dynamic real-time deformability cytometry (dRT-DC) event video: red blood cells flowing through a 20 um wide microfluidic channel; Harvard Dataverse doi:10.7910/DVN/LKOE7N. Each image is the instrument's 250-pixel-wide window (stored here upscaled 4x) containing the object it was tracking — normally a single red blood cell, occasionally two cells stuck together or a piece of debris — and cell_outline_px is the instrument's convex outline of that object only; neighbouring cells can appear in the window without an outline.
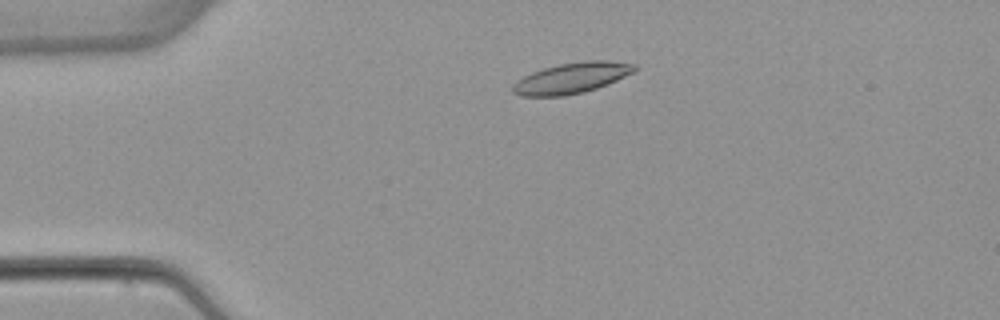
{"species": "common noctule bat (a hibernating species)", "species_latin": "Nyctalus noctula", "temperature_condition": "warm", "stored_images_in_passage": 50, "camera_frame_rate_fps": 3000, "um_per_image_px": 0.085, "animal": {"sex": "female", "body_mass_g": 22.7, "forearm_length_mm": 54.2}, "frame": {"image": 1, "passage_image": 9, "time_ms": 2.667, "image_size_px": [1000, 320], "cell_outline_px": [[636, 72], [608, 84], [584, 92], [564, 96], [520, 96], [512, 92], [512, 84], [516, 80], [532, 72], [544, 68], [560, 64], [584, 60], [608, 60], [636, 64]], "centroid_in_image_um": [48.61, 6.63], "position_along_channel_um": 36.4, "area_um2": 22.02}}
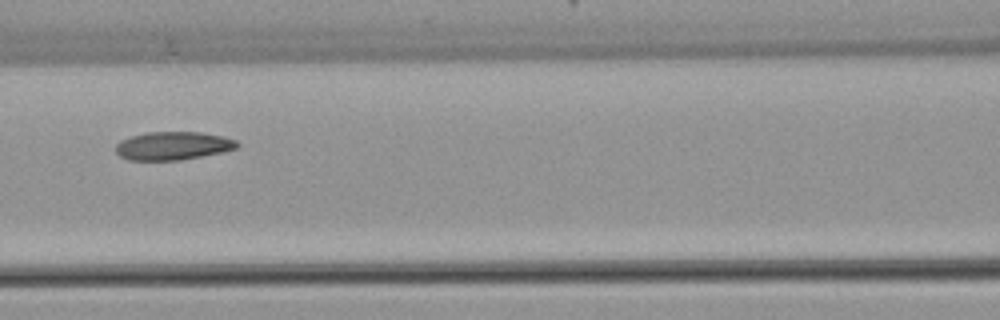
{"frame": {"image": 2, "passage_image": 21, "time_ms": 6.667, "image_size_px": [1000, 320], "cell_outline_px": [[240, 144], [236, 148], [224, 152], [180, 160], [128, 160], [120, 156], [116, 152], [116, 144], [120, 140], [132, 136], [148, 132], [200, 132], [224, 136], [236, 140]], "centroid_in_image_um": [14.72, 12.39], "position_along_channel_um": 151.9, "area_um2": 20.06}}
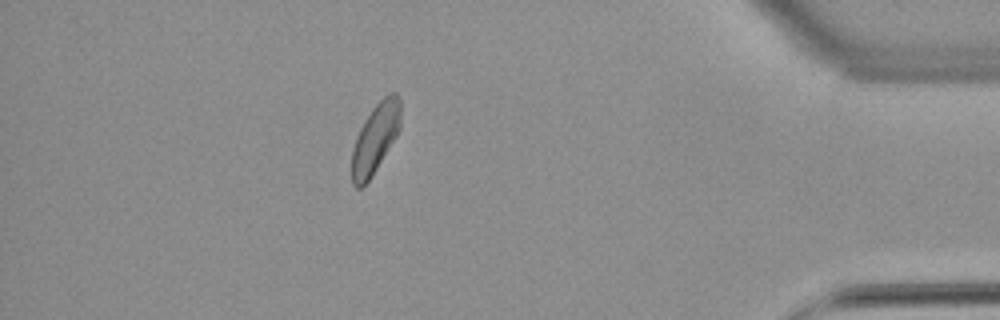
{"frame": {"image": 3, "passage_image": 44, "time_ms": 14.333, "image_size_px": [1000, 320], "cell_outline_px": [[400, 128], [396, 136], [376, 168], [368, 180], [360, 188], [356, 188], [352, 184], [352, 148], [356, 136], [364, 120], [372, 108], [388, 92], [396, 92], [400, 100]], "centroid_in_image_um": [31.89, 11.72], "position_along_channel_um": 403.3, "area_um2": 19.54}, "authors_computed_cell_mechanics": {"area_um2": 20.4323, "velocity_mm_per_s": 3.8702, "shape_relaxation_time_tau1_ms": 7.9729, "shape_relaxation_time_tau2_ms": 4.4585, "deformation_change_tau1": 0.1544, "deformation_change_tau2": 0.1158}}